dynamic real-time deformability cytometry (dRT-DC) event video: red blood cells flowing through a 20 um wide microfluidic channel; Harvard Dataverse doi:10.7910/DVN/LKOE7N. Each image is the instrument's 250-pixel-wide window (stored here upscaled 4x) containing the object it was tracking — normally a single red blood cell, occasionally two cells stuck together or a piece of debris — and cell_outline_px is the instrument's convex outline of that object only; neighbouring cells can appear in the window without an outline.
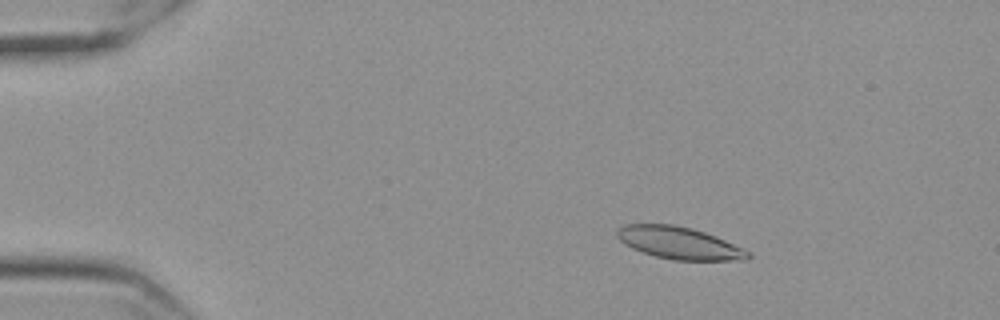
{"species": "Egyptian fruit bat (a non-hibernating species)", "species_latin": "Rousettus aegyptiacus", "temperature_condition": "cold", "stored_images_in_passage": 57, "camera_frame_rate_fps": 3000, "um_per_image_px": 0.085, "frame": {"image": 1, "passage_image": 9, "time_ms": 2.667, "image_size_px": [1000, 320], "cell_outline_px": [[752, 256], [748, 260], [676, 260], [656, 256], [632, 248], [624, 244], [616, 236], [616, 228], [624, 224], [672, 224], [692, 228], [716, 236], [752, 252]], "centroid_in_image_um": [57.74, 20.65], "position_along_channel_um": 27.3, "area_um2": 24.68}}
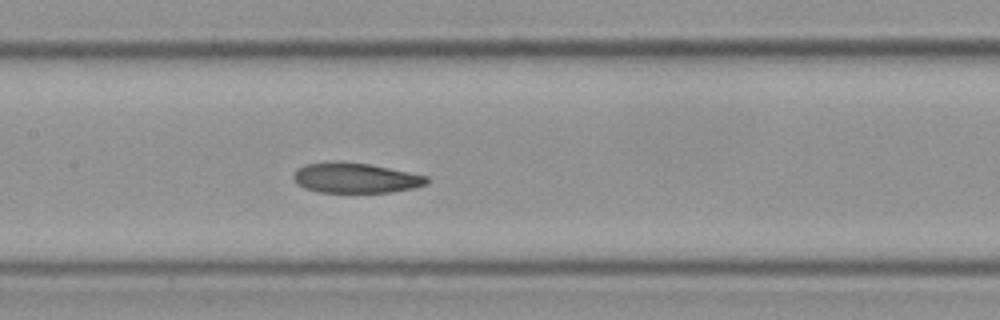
{"frame": {"image": 2, "passage_image": 28, "time_ms": 9.0, "image_size_px": [1000, 320], "cell_outline_px": [[428, 184], [412, 188], [388, 192], [316, 192], [304, 188], [296, 184], [292, 176], [296, 168], [304, 164], [368, 164], [428, 176]], "centroid_in_image_um": [30.2, 15.16], "position_along_channel_um": 177.2, "area_um2": 22.66}}
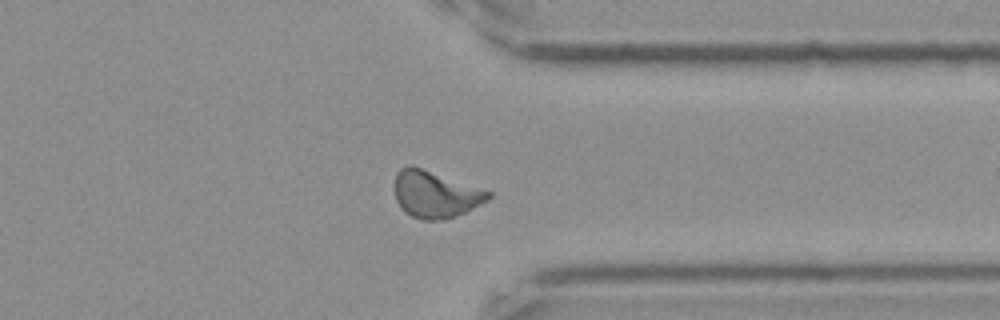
{"frame": {"image": 3, "passage_image": 45, "time_ms": 14.667, "image_size_px": [1000, 320], "cell_outline_px": [[492, 196], [488, 200], [456, 216], [444, 220], [424, 220], [412, 216], [404, 212], [400, 208], [396, 200], [396, 172], [400, 168], [412, 164], [492, 192]], "centroid_in_image_um": [36.99, 16.51], "position_along_channel_um": 374.4, "area_um2": 25.55}, "authors_computed_cell_mechanics": {"area_um2": 24.4494, "velocity_mm_per_s": 3.5179, "shape_relaxation_time_tau1_ms": null, "shape_relaxation_time_tau2_ms": 3.6395, "deformation_change_tau1": null, "deformation_change_tau2": 0.09}}